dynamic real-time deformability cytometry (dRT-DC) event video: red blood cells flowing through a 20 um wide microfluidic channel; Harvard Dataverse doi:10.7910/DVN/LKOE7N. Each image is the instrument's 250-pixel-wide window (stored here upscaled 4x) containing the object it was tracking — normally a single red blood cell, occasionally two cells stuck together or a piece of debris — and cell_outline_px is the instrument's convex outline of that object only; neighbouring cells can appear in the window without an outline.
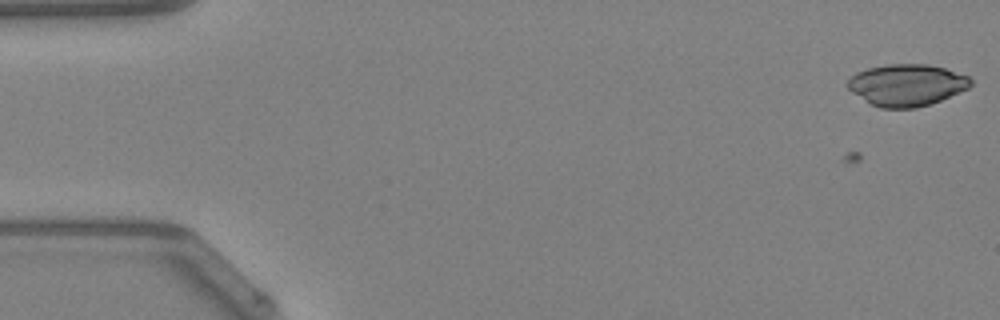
{"species": "Egyptian fruit bat (a non-hibernating species)", "species_latin": "Rousettus aegyptiacus", "temperature_condition": "warm", "stored_images_in_passage": 6, "camera_frame_rate_fps": 3000, "um_per_image_px": 0.085, "animal": {"sex": "female"}, "frame": {"image": 1, "passage_image": 6, "time_ms": 1.667, "image_size_px": [1000, 320], "cell_outline_px": [[972, 84], [968, 88], [940, 100], [916, 108], [880, 108], [872, 104], [852, 92], [844, 84], [856, 72], [868, 68], [888, 64], [928, 64], [944, 68], [968, 76], [972, 80]], "centroid_in_image_um": [77.05, 7.22], "position_along_channel_um": 7.9, "area_um2": 29.77}}